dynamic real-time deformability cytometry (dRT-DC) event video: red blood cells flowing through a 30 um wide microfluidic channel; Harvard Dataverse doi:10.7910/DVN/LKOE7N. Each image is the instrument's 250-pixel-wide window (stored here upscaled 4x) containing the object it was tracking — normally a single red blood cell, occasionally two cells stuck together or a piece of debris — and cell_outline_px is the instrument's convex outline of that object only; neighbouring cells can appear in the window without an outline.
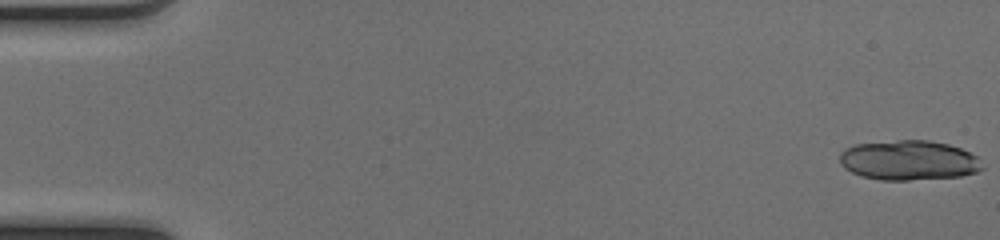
{"species": "common noctule bat (a hibernating species)", "species_latin": "Nyctalus noctula", "temperature_condition": "cold", "stored_images_in_passage": 17, "camera_frame_rate_fps": 3000, "um_per_image_px": 0.085, "animal": {"sex": "female", "body_mass_g": 17.0, "forearm_length_mm": 48.0}, "frame": {"image": 1, "passage_image": 1, "time_ms": 0.0, "image_size_px": [1000, 240], "cell_outline_px": [[984, 168], [976, 172], [960, 176], [908, 180], [880, 180], [860, 176], [844, 168], [840, 164], [840, 152], [844, 148], [856, 144], [900, 140], [928, 140], [948, 144], [960, 148], [976, 156]], "centroid_in_image_um": [77.21, 13.63], "position_along_channel_um": 7.8, "area_um2": 33.06}}